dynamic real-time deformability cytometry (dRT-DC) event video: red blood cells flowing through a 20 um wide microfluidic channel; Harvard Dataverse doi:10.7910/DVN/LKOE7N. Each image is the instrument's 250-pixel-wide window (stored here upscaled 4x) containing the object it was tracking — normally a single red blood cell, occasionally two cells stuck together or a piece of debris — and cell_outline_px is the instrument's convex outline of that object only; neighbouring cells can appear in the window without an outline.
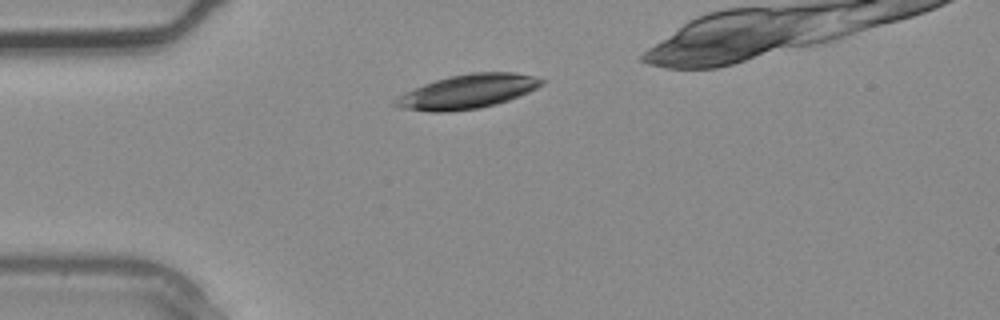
{"species": "common noctule bat (a hibernating species)", "species_latin": "Nyctalus noctula", "temperature_condition": "warm", "stored_images_in_passage": 3, "camera_frame_rate_fps": 3000, "um_per_image_px": 0.085, "animal": {"sex": "male", "body_mass_g": 20.4}, "frame": {"image": 1, "passage_image": 2, "time_ms": 0.333, "image_size_px": [1000, 320], "cell_outline_px": [[548, 80], [544, 84], [528, 92], [508, 100], [496, 104], [480, 108], [448, 112], [432, 112], [400, 108], [392, 104], [392, 100], [424, 84], [436, 80], [452, 76], [472, 72], [512, 72], [532, 76]], "centroid_in_image_um": [39.77, 7.79], "position_along_channel_um": 45.2, "area_um2": 28.84}}